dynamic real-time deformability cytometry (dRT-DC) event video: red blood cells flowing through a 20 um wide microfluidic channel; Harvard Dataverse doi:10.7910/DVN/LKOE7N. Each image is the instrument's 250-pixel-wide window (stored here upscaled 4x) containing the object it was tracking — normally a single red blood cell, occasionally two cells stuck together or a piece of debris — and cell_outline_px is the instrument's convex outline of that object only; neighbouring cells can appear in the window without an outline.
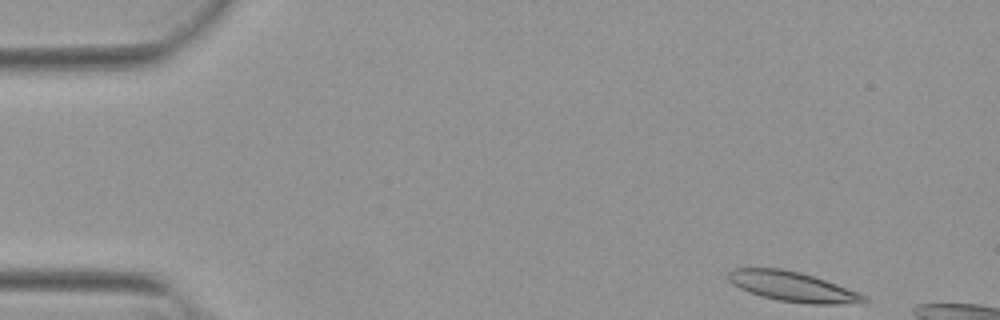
{"species": "Egyptian fruit bat (a non-hibernating species)", "species_latin": "Rousettus aegyptiacus", "temperature_condition": "warm", "stored_images_in_passage": 9, "camera_frame_rate_fps": 3000, "um_per_image_px": 0.085, "animal": {"sex": "female"}, "frame": {"image": 1, "passage_image": 1, "time_ms": 0.0, "image_size_px": [1000, 320], "cell_outline_px": [[868, 304], [812, 304], [780, 300], [760, 296], [748, 292], [740, 288], [728, 276], [728, 272], [736, 268], [780, 268], [800, 272], [836, 284], [856, 292], [864, 296], [868, 300]], "centroid_in_image_um": [67.42, 24.38], "position_along_channel_um": 17.6, "area_um2": 23.24}}